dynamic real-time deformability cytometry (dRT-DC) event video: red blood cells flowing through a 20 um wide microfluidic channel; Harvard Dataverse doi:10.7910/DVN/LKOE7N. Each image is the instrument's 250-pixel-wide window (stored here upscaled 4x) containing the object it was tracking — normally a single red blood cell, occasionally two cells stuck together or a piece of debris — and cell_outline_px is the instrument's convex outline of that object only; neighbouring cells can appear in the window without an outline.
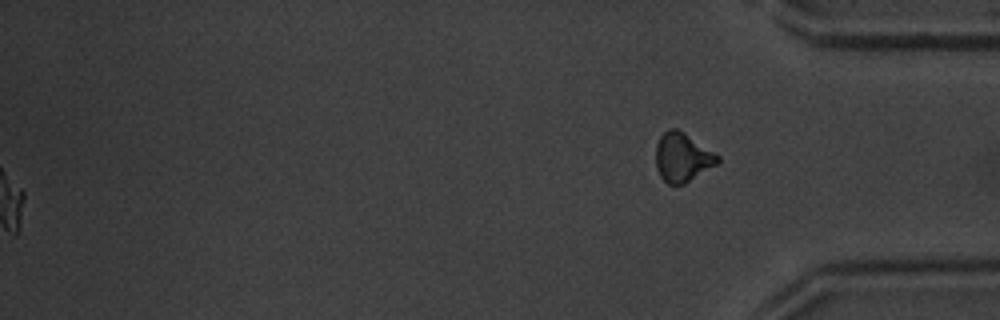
{"species": "common noctule bat (a hibernating species)", "species_latin": "Nyctalus noctula", "temperature_condition": "warm", "stored_images_in_passage": 51, "segment_of_instrument_passage": [2, 2], "camera_frame_rate_fps": 3000, "um_per_image_px": 0.085, "animal": {"sex": "male", "body_mass_g": 20.1, "forearm_length_mm": 53.5}, "frame": {"image": 1, "passage_image": 51, "time_ms": 16.667, "image_size_px": [1000, 320], "cell_outline_px": [[720, 160], [716, 164], [684, 184], [668, 184], [660, 176], [656, 168], [656, 144], [660, 136], [668, 128], [676, 128], [684, 132], [716, 152], [720, 156]], "centroid_in_image_um": [58.0, 13.35], "position_along_channel_um": 377.2, "area_um2": 17.69}}